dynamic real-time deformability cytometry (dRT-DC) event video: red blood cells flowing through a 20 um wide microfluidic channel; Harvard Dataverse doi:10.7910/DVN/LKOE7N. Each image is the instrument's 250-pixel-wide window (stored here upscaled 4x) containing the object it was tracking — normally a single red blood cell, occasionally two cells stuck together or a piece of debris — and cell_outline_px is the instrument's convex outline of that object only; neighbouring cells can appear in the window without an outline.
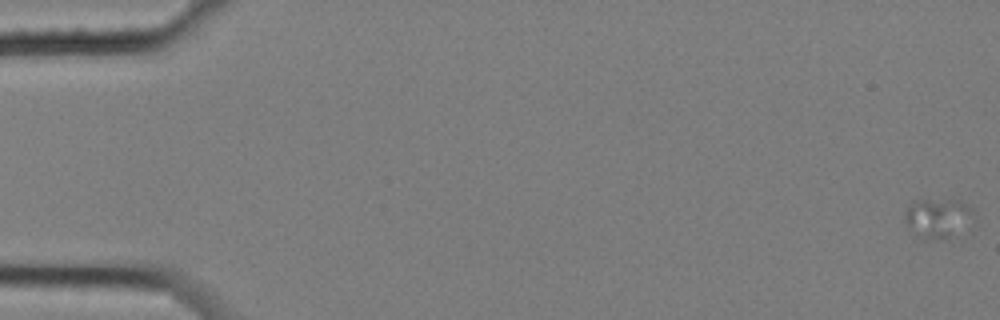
{"species": "common noctule bat (a hibernating species)", "species_latin": "Nyctalus noctula", "temperature_condition": "cold", "stored_images_in_passage": 5, "segment_of_instrument_passage": [1, 2], "camera_frame_rate_fps": 3000, "um_per_image_px": 0.085, "animal": {"sex": "female", "body_mass_g": 25.1}, "frame": {"image": 1, "passage_image": 1, "time_ms": 0.0, "image_size_px": [1000, 320], "cell_outline_px": [[972, 208], [948, 236], [940, 240], [924, 240], [908, 224], [904, 216], [908, 208], [916, 200], [960, 200]], "centroid_in_image_um": [79.54, 18.49], "position_along_channel_um": 5.5, "area_um2": 13.99}}